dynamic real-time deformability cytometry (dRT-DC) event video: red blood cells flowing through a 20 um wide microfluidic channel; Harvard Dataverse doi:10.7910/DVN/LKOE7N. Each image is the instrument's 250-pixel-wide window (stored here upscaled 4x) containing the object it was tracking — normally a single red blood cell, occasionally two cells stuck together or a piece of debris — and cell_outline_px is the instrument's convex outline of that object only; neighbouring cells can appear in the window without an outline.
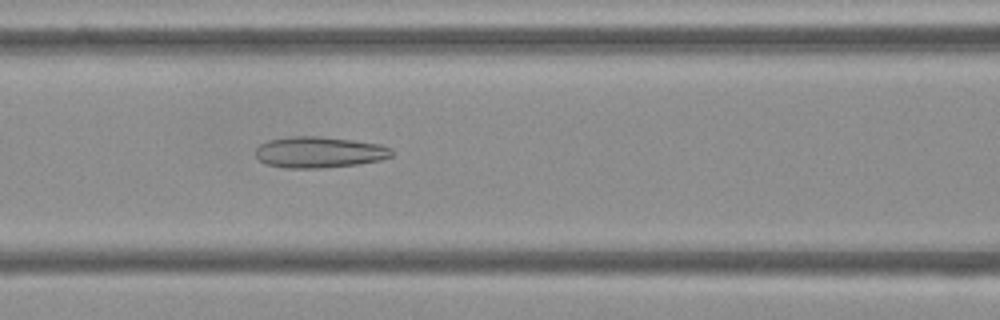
{"species": "Egyptian fruit bat (a non-hibernating species)", "species_latin": "Rousettus aegyptiacus", "temperature_condition": "cold", "stored_images_in_passage": 53, "camera_frame_rate_fps": 3000, "um_per_image_px": 0.085, "frame": {"image": 1, "passage_image": 22, "time_ms": 7.0, "image_size_px": [1000, 320], "cell_outline_px": [[396, 152], [392, 156], [380, 160], [360, 164], [324, 168], [288, 168], [268, 164], [260, 160], [256, 156], [256, 148], [260, 144], [268, 140], [288, 136], [320, 136], [352, 140], [380, 144], [392, 148]], "centroid_in_image_um": [27.18, 12.93], "position_along_channel_um": 139.4, "area_um2": 24.91}}
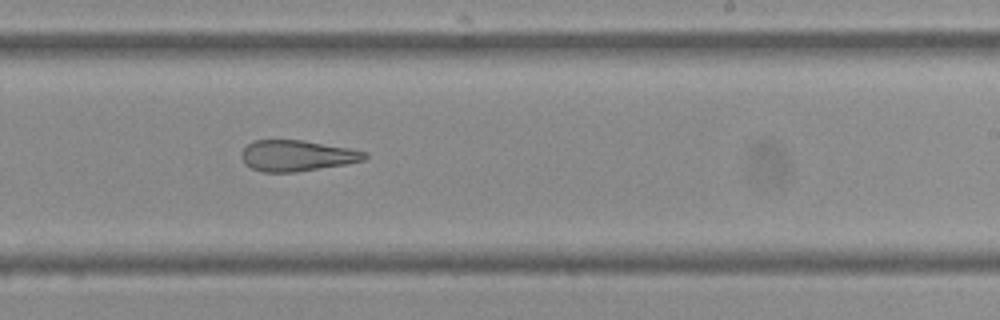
{"frame": {"image": 2, "passage_image": 32, "time_ms": 10.333, "image_size_px": [1000, 320], "cell_outline_px": [[368, 156], [364, 160], [344, 164], [296, 172], [260, 172], [244, 164], [240, 156], [240, 152], [252, 140], [304, 140], [348, 148], [368, 152]], "centroid_in_image_um": [25.19, 13.23], "position_along_channel_um": 263.8, "area_um2": 22.31}}
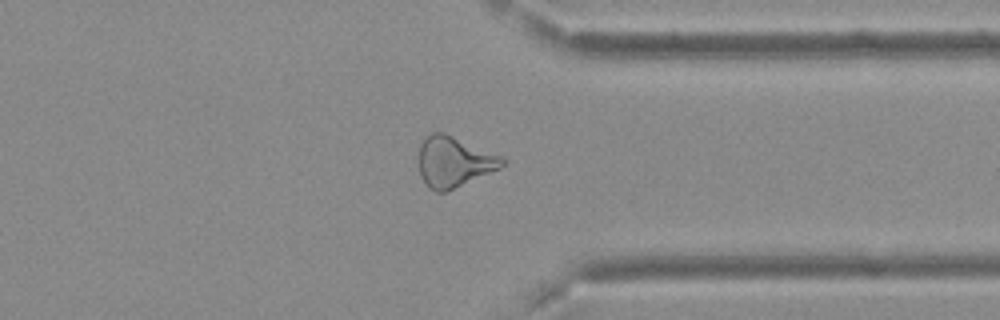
{"frame": {"image": 3, "passage_image": 41, "time_ms": 13.333, "image_size_px": [1000, 320], "cell_outline_px": [[508, 160], [500, 168], [444, 192], [436, 192], [428, 188], [420, 176], [420, 144], [432, 132], [444, 132], [504, 156]], "centroid_in_image_um": [38.62, 13.74], "position_along_channel_um": 372.8, "area_um2": 24.51}, "authors_computed_cell_mechanics": {"area_um2": 26.4724, "velocity_mm_per_s": 3.7376, "shape_relaxation_time_tau1_ms": null, "shape_relaxation_time_tau2_ms": 4.2178, "deformation_change_tau1": null, "deformation_change_tau2": 0.1558}}